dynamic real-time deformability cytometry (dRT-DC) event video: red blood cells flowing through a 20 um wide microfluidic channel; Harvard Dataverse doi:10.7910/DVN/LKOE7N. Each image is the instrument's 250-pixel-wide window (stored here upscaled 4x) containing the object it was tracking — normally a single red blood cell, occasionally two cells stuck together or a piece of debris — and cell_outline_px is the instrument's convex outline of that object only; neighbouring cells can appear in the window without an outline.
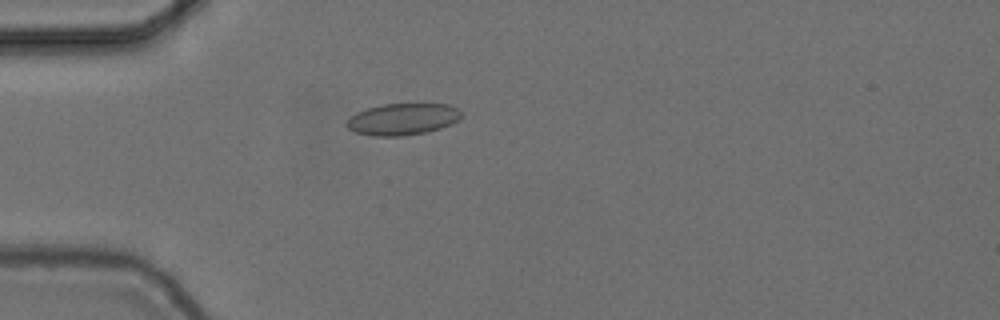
{"species": "common noctule bat (a hibernating species)", "species_latin": "Nyctalus noctula", "temperature_condition": "cold", "stored_images_in_passage": 44, "camera_frame_rate_fps": 3000, "um_per_image_px": 0.085, "animal": {"sex": "female", "body_mass_g": 24.6, "forearm_length_mm": 56.2}, "frame": {"image": 1, "passage_image": 4, "time_ms": 1.0, "image_size_px": [1000, 320], "cell_outline_px": [[460, 120], [440, 128], [424, 132], [400, 136], [372, 136], [356, 132], [348, 128], [344, 124], [356, 112], [368, 108], [384, 104], [448, 104], [456, 108], [460, 112]], "centroid_in_image_um": [34.2, 10.13], "position_along_channel_um": 50.8, "area_um2": 20.92}}
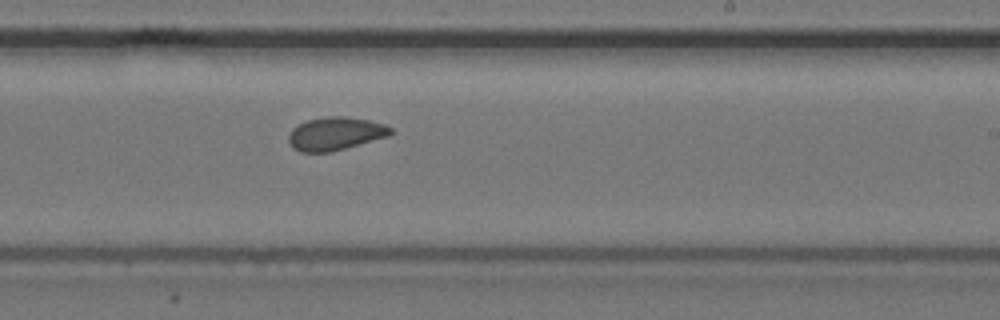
{"frame": {"image": 2, "passage_image": 22, "time_ms": 7.0, "image_size_px": [1000, 320], "cell_outline_px": [[392, 132], [388, 136], [332, 152], [300, 152], [292, 148], [288, 140], [288, 136], [292, 128], [296, 124], [308, 120], [328, 116], [344, 116], [368, 120], [384, 124], [392, 128]], "centroid_in_image_um": [28.47, 11.36], "position_along_channel_um": 260.5, "area_um2": 19.77}}
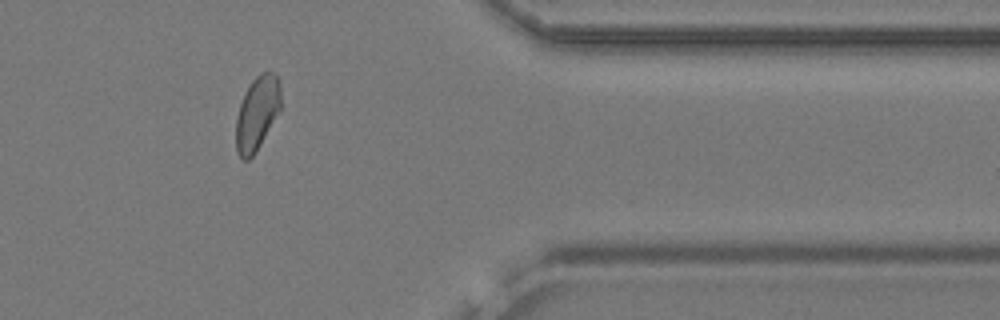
{"frame": {"image": 3, "passage_image": 34, "time_ms": 11.0, "image_size_px": [1000, 320], "cell_outline_px": [[280, 108], [256, 152], [248, 160], [244, 160], [236, 152], [236, 120], [240, 104], [252, 80], [260, 72], [276, 72], [280, 84]], "centroid_in_image_um": [21.85, 9.61], "position_along_channel_um": 389.6, "area_um2": 19.02}, "authors_computed_cell_mechanics": {"area_um2": 19.652, "velocity_mm_per_s": 3.7086, "shape_relaxation_time_tau1_ms": 9.7729, "shape_relaxation_time_tau2_ms": 1.3484, "deformation_change_tau1": 0.1305, "deformation_change_tau2": 0.0714}}